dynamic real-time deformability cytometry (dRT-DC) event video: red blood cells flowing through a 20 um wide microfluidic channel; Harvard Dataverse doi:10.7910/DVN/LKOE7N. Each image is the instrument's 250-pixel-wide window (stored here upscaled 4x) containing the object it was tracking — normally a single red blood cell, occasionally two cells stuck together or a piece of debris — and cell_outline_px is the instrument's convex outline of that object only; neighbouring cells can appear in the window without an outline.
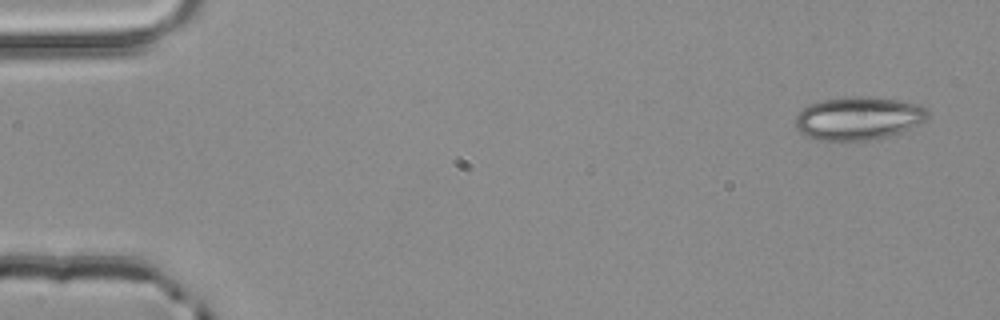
{"species": "common noctule bat (a hibernating species)", "species_latin": "Nyctalus noctula", "temperature_condition": "room temperature", "stored_images_in_passage": 4, "camera_frame_rate_fps": 3000, "um_per_image_px": 0.085, "animal": {"sex": "male", "body_mass_g": 20.4}, "frame": {"image": 1, "passage_image": 1, "time_ms": 0.0, "image_size_px": [1000, 320], "cell_outline_px": [[928, 116], [920, 124], [900, 132], [888, 136], [868, 140], [820, 140], [804, 136], [796, 128], [796, 116], [808, 104], [824, 100], [856, 96], [868, 96], [896, 100], [920, 104], [928, 112]], "centroid_in_image_um": [72.96, 10.05], "position_along_channel_um": 12.0, "area_um2": 33.06}}